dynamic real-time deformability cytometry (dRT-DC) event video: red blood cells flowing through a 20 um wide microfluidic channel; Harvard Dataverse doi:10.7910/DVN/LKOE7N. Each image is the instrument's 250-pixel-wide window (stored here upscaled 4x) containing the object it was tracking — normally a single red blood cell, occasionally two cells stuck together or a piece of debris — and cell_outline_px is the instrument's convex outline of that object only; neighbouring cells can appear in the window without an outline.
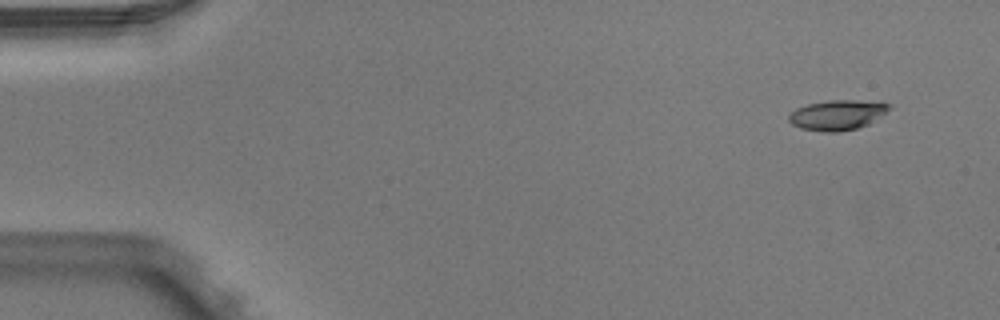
{"species": "Egyptian fruit bat (a non-hibernating species)", "species_latin": "Rousettus aegyptiacus", "temperature_condition": "warm", "stored_images_in_passage": 5, "camera_frame_rate_fps": 3000, "um_per_image_px": 0.085, "animal": {"sex": "male"}, "frame": {"image": 1, "passage_image": 5, "time_ms": 1.333, "image_size_px": [1000, 320], "cell_outline_px": [[892, 108], [868, 124], [856, 128], [836, 132], [820, 132], [800, 128], [792, 124], [788, 120], [788, 112], [796, 108], [808, 104], [828, 100], [880, 100], [892, 104]], "centroid_in_image_um": [71.19, 9.75], "position_along_channel_um": 13.8, "area_um2": 17.98}}